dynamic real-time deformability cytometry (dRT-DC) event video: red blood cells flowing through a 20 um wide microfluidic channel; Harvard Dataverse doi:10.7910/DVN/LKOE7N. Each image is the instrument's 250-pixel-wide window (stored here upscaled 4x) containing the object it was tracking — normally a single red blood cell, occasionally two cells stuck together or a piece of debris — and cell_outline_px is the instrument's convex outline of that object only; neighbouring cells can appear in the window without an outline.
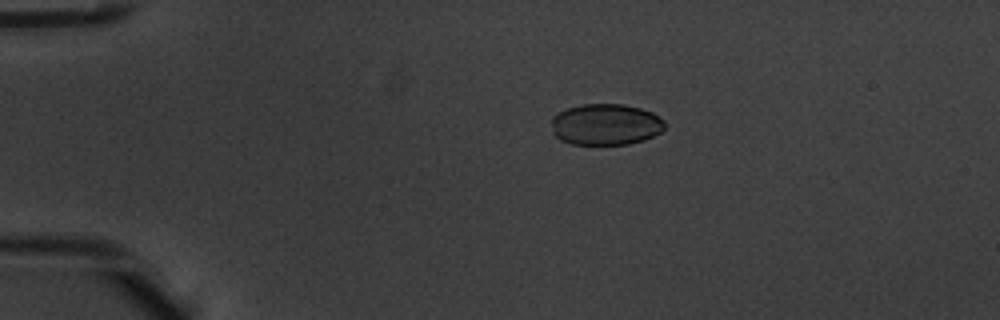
{"species": "common noctule bat (a hibernating species)", "species_latin": "Nyctalus noctula", "temperature_condition": "warm", "stored_images_in_passage": 42, "camera_frame_rate_fps": 3000, "um_per_image_px": 0.085, "animal": {"sex": "male", "body_mass_g": 20.1, "forearm_length_mm": 53.5}, "frame": {"image": 1, "passage_image": 1, "time_ms": 0.0, "image_size_px": [1000, 320], "cell_outline_px": [[664, 128], [660, 132], [644, 140], [628, 144], [572, 144], [560, 140], [552, 132], [552, 116], [568, 108], [580, 104], [624, 104], [640, 108], [652, 112], [664, 120]], "centroid_in_image_um": [51.47, 10.57], "position_along_channel_um": 33.5, "area_um2": 27.28}}
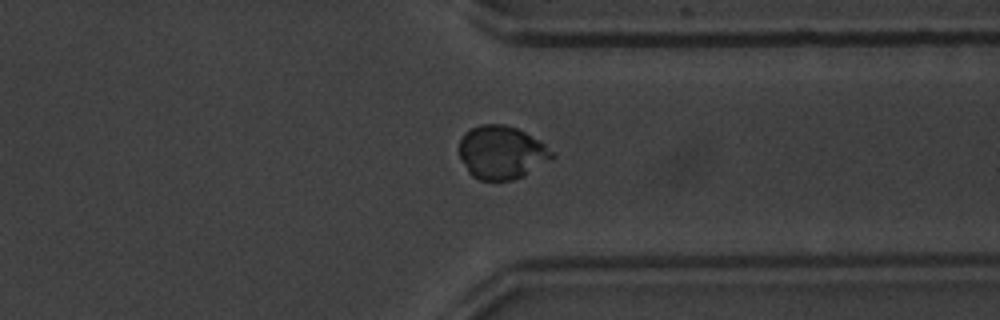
{"frame": {"image": 2, "passage_image": 31, "time_ms": 10.0, "image_size_px": [1000, 320], "cell_outline_px": [[556, 156], [524, 176], [512, 180], [480, 180], [472, 176], [468, 172], [460, 156], [460, 140], [464, 132], [480, 124], [504, 124], [516, 128], [540, 140]], "centroid_in_image_um": [42.63, 12.96], "position_along_channel_um": 368.8, "area_um2": 28.73}}
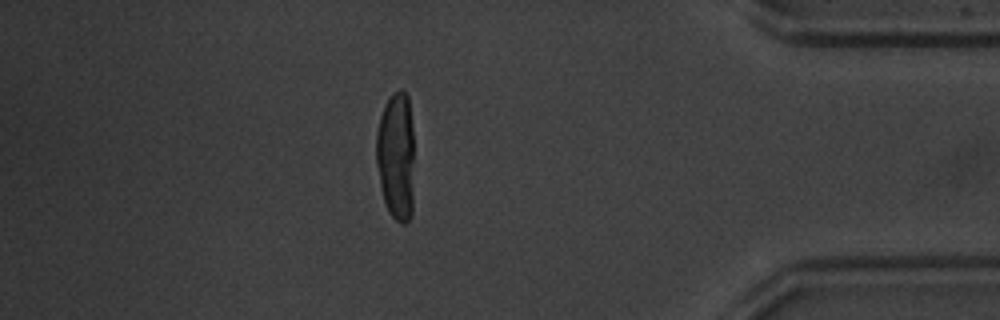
{"frame": {"image": 3, "passage_image": 36, "time_ms": 11.667, "image_size_px": [1000, 320], "cell_outline_px": [[412, 212], [408, 220], [404, 224], [400, 224], [388, 212], [380, 188], [376, 164], [376, 132], [380, 116], [384, 104], [392, 92], [400, 88], [408, 96], [412, 128]], "centroid_in_image_um": [33.63, 13.25], "position_along_channel_um": 401.6, "area_um2": 28.5}, "authors_computed_cell_mechanics": {"area_um2": 28.7266, "velocity_mm_per_s": 3.8961, "shape_relaxation_time_tau1_ms": 3.5621, "shape_relaxation_time_tau2_ms": null, "deformation_change_tau1": 0.1368, "deformation_change_tau2": null}}